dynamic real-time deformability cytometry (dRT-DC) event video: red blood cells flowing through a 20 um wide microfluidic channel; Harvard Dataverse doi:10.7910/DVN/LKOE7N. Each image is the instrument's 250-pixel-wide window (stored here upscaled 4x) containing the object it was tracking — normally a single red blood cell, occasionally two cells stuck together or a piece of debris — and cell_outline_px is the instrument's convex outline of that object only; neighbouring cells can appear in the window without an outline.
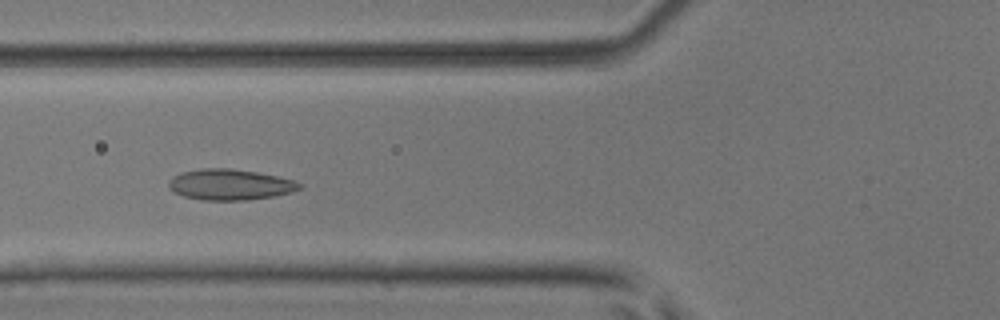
{"species": "common noctule bat (a hibernating species)", "species_latin": "Nyctalus noctula", "temperature_condition": "room temperature", "stored_images_in_passage": 5, "camera_frame_rate_fps": 3000, "um_per_image_px": 0.085, "animal": {"sex": "male", "body_mass_g": 17.9, "forearm_length_mm": 54.2}, "frame": {"image": 1, "passage_image": 3, "time_ms": 0.667, "image_size_px": [1000, 320], "cell_outline_px": [[304, 184], [300, 188], [292, 192], [272, 196], [248, 200], [200, 200], [184, 196], [168, 188], [168, 180], [172, 176], [180, 172], [200, 168], [228, 168], [256, 172], [296, 180]], "centroid_in_image_um": [19.53, 15.68], "position_along_channel_um": 106.3, "area_um2": 23.64}}
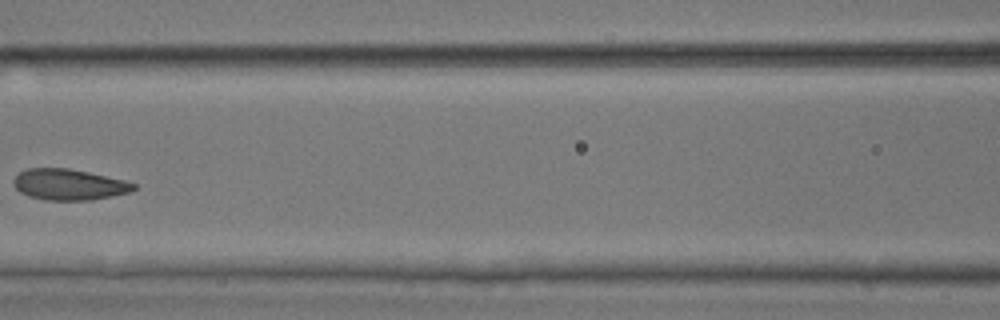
{"frame": {"image": 2, "passage_image": 4, "time_ms": 1.0, "image_size_px": [1000, 320], "cell_outline_px": [[136, 188], [132, 192], [92, 200], [44, 200], [28, 196], [20, 192], [12, 184], [12, 180], [20, 172], [28, 168], [68, 168], [88, 172], [124, 180], [136, 184]], "centroid_in_image_um": [5.85, 15.69], "position_along_channel_um": 160.7, "area_um2": 21.79}}
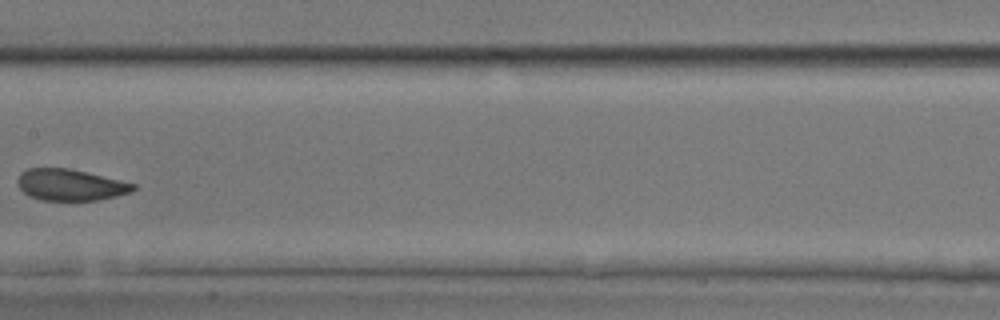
{"frame": {"image": 3, "passage_image": 5, "time_ms": 1.333, "image_size_px": [1000, 320], "cell_outline_px": [[136, 188], [132, 192], [116, 196], [96, 200], [40, 200], [28, 196], [16, 184], [16, 180], [20, 172], [28, 168], [68, 168], [120, 180], [136, 184]], "centroid_in_image_um": [5.94, 15.71], "position_along_channel_um": 201.5, "area_um2": 21.21}}